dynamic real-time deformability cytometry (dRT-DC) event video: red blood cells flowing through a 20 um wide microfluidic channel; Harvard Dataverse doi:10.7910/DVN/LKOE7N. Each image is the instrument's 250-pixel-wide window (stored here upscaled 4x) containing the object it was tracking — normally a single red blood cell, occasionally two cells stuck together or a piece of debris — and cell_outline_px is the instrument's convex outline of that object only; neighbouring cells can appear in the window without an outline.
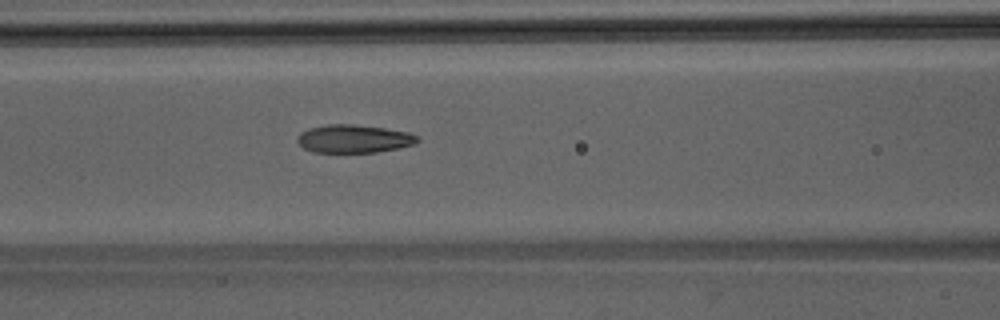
{"species": "Egyptian fruit bat (a non-hibernating species)", "species_latin": "Rousettus aegyptiacus", "temperature_condition": "room temperature", "stored_images_in_passage": 48, "camera_frame_rate_fps": 3000, "um_per_image_px": 0.085, "animal": {"sex": "male"}, "frame": {"image": 1, "passage_image": 21, "time_ms": 6.667, "image_size_px": [1000, 320], "cell_outline_px": [[420, 140], [416, 144], [376, 152], [312, 152], [304, 148], [296, 140], [296, 136], [300, 132], [308, 128], [324, 124], [352, 124], [384, 128], [408, 132], [420, 136]], "centroid_in_image_um": [30.06, 11.78], "position_along_channel_um": 136.5, "area_um2": 19.83}}
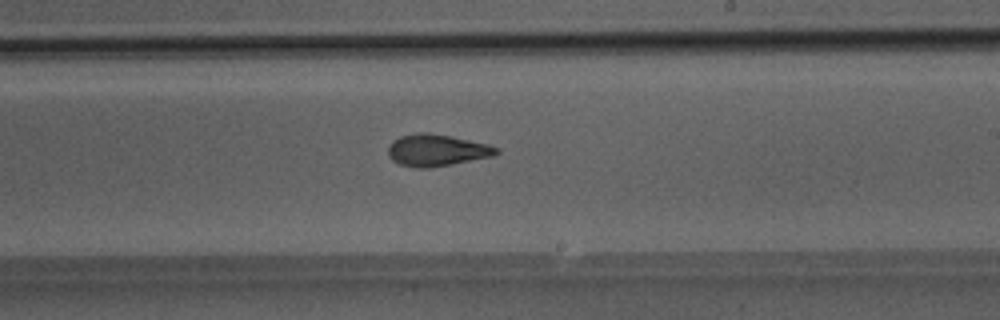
{"frame": {"image": 2, "passage_image": 29, "time_ms": 9.333, "image_size_px": [1000, 320], "cell_outline_px": [[500, 152], [492, 156], [452, 164], [428, 168], [416, 168], [400, 164], [392, 160], [388, 156], [388, 144], [392, 140], [400, 136], [416, 132], [428, 132], [488, 144], [500, 148]], "centroid_in_image_um": [37.08, 12.76], "position_along_channel_um": 251.9, "area_um2": 20.11}}
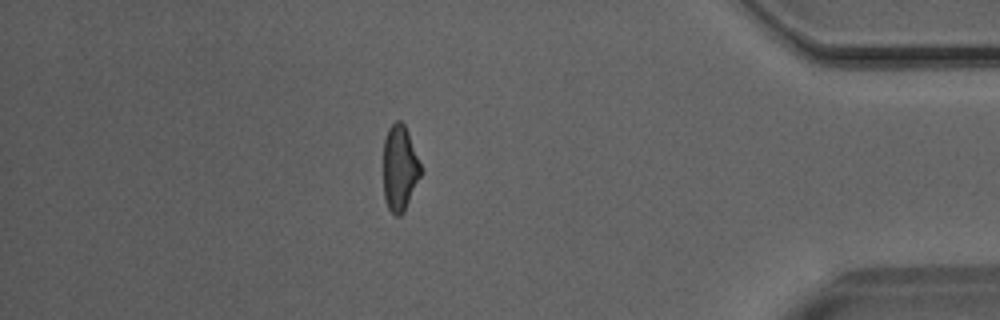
{"frame": {"image": 3, "passage_image": 42, "time_ms": 13.667, "image_size_px": [1000, 320], "cell_outline_px": [[420, 176], [400, 216], [396, 216], [388, 208], [384, 196], [384, 140], [388, 128], [396, 120], [400, 120], [404, 124], [408, 132], [420, 164]], "centroid_in_image_um": [33.95, 14.24], "position_along_channel_um": 401.3, "area_um2": 18.09}}